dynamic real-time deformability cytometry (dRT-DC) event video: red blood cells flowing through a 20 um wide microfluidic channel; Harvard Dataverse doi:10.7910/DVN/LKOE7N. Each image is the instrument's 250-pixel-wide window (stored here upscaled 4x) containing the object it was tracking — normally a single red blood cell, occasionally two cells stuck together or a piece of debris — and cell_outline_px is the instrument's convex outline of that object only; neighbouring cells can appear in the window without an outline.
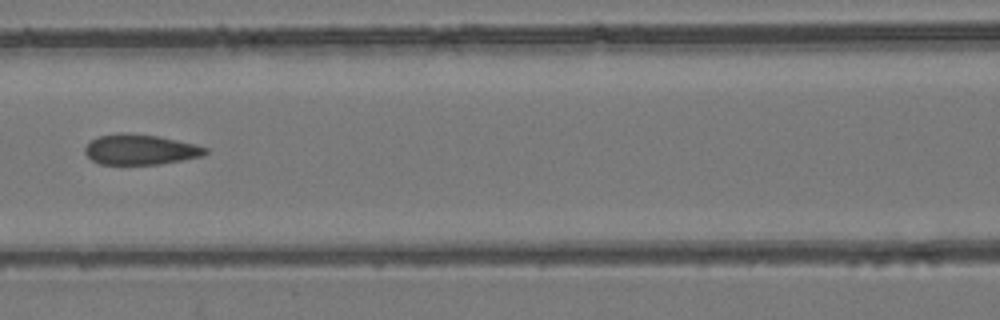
{"species": "common noctule bat (a hibernating species)", "species_latin": "Nyctalus noctula", "temperature_condition": "room temperature", "stored_images_in_passage": 5, "camera_frame_rate_fps": 3000, "um_per_image_px": 0.085, "animal": {"sex": "female", "body_mass_g": 24.6, "forearm_length_mm": 56.2}, "frame": {"image": 1, "passage_image": 4, "time_ms": 3.667, "image_size_px": [1000, 320], "cell_outline_px": [[208, 152], [204, 156], [184, 160], [160, 164], [100, 164], [92, 160], [84, 152], [84, 148], [92, 140], [100, 136], [116, 132], [128, 132], [156, 136], [196, 144], [208, 148]], "centroid_in_image_um": [11.95, 12.71], "position_along_channel_um": 154.6, "area_um2": 21.39}}
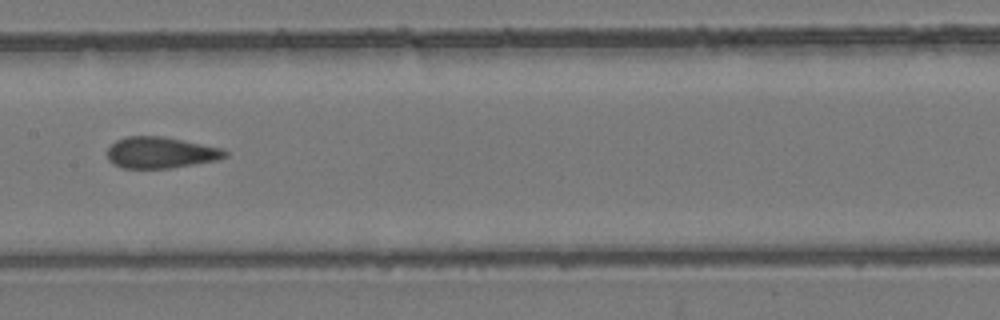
{"frame": {"image": 2, "passage_image": 5, "time_ms": 4.667, "image_size_px": [1000, 320], "cell_outline_px": [[228, 156], [220, 160], [172, 168], [124, 168], [112, 164], [108, 160], [108, 148], [116, 140], [128, 136], [164, 136], [224, 148], [228, 152]], "centroid_in_image_um": [13.71, 12.97], "position_along_channel_um": 193.7, "area_um2": 21.79}}